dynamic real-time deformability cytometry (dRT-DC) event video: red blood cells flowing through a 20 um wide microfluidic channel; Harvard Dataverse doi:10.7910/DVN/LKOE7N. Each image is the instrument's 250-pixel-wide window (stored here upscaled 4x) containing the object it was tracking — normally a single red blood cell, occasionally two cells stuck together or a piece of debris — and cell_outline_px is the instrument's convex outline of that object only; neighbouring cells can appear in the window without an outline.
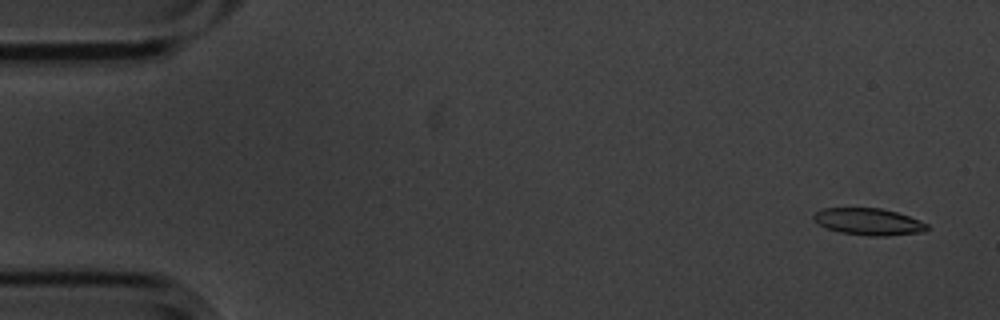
{"species": "common noctule bat (a hibernating species)", "species_latin": "Nyctalus noctula", "temperature_condition": "cold", "stored_images_in_passage": 17, "camera_frame_rate_fps": 3000, "um_per_image_px": 0.085, "animal": {"sex": "male", "body_mass_g": 20.1, "forearm_length_mm": 53.5}, "frame": {"image": 1, "passage_image": 3, "time_ms": 0.667, "image_size_px": [1000, 320], "cell_outline_px": [[928, 228], [924, 232], [884, 236], [868, 236], [840, 232], [828, 228], [812, 220], [812, 216], [816, 212], [824, 208], [880, 208], [896, 212], [908, 216], [928, 224]], "centroid_in_image_um": [73.82, 18.84], "position_along_channel_um": 11.2, "area_um2": 17.63}}
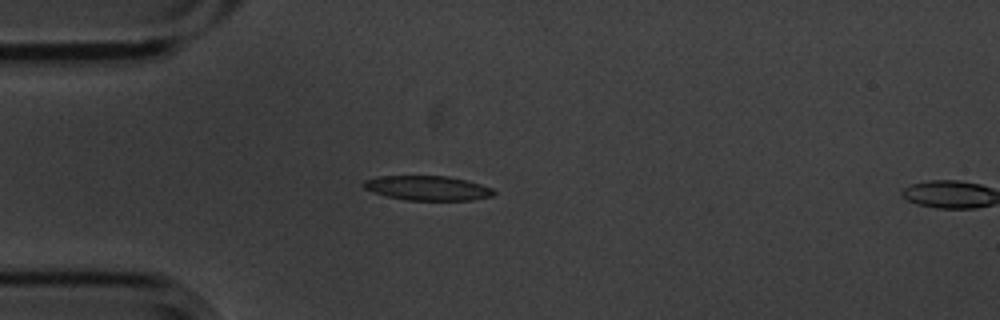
{"frame": {"image": 2, "passage_image": 15, "time_ms": 4.667, "image_size_px": [1000, 320], "cell_outline_px": [[496, 192], [492, 196], [472, 200], [408, 200], [388, 196], [372, 192], [364, 188], [360, 184], [364, 180], [376, 176], [448, 176], [480, 184], [492, 188]], "centroid_in_image_um": [36.3, 15.98], "position_along_channel_um": 48.7, "area_um2": 18.61}}